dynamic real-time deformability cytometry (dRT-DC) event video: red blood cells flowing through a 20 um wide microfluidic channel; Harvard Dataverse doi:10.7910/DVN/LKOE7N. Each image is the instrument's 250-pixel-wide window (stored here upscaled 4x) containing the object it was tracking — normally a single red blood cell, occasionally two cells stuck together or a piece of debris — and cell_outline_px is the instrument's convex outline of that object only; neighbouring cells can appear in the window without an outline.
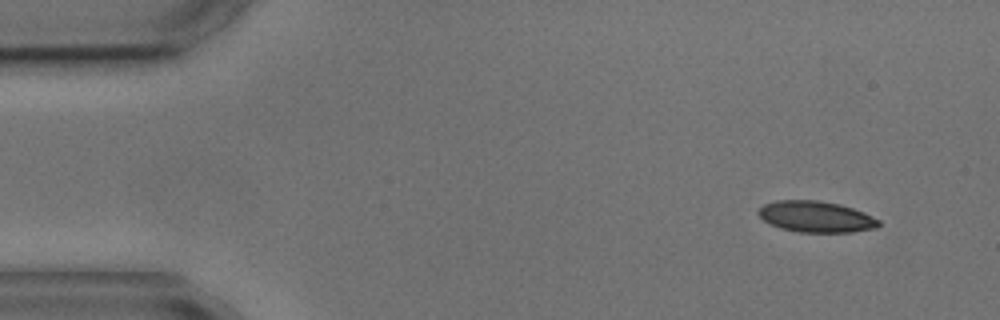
{"species": "common noctule bat (a hibernating species)", "species_latin": "Nyctalus noctula", "temperature_condition": "cold", "stored_images_in_passage": 6, "camera_frame_rate_fps": 3000, "um_per_image_px": 0.085, "animal": {"sex": "male", "body_mass_g": 17.9, "forearm_length_mm": 54.2}, "frame": {"image": 1, "passage_image": 6, "time_ms": 6.333, "image_size_px": [1000, 320], "cell_outline_px": [[880, 224], [876, 228], [852, 232], [800, 232], [780, 228], [764, 220], [756, 212], [764, 204], [776, 200], [816, 200], [840, 204], [864, 212], [880, 220]], "centroid_in_image_um": [69.37, 18.42], "position_along_channel_um": 15.6, "area_um2": 21.79}}